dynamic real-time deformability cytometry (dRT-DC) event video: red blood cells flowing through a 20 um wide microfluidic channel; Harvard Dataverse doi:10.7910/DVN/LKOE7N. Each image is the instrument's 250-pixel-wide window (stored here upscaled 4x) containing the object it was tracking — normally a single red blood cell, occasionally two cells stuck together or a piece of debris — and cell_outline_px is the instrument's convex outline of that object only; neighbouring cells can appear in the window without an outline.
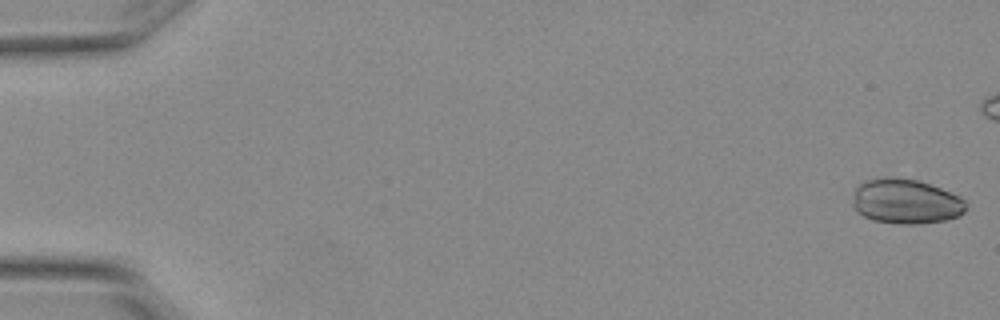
{"species": "Egyptian fruit bat (a non-hibernating species)", "species_latin": "Rousettus aegyptiacus", "temperature_condition": "warm", "stored_images_in_passage": 7, "camera_frame_rate_fps": 3000, "um_per_image_px": 0.085, "animal": {"sex": "female"}, "frame": {"image": 1, "passage_image": 1, "time_ms": 0.0, "image_size_px": [1000, 320], "cell_outline_px": [[964, 212], [960, 216], [944, 220], [916, 224], [900, 224], [872, 220], [856, 212], [852, 204], [852, 200], [856, 188], [860, 184], [868, 180], [888, 176], [916, 180], [940, 188], [960, 196], [964, 200]], "centroid_in_image_um": [76.96, 17.13], "position_along_channel_um": 8.0, "area_um2": 29.48}}
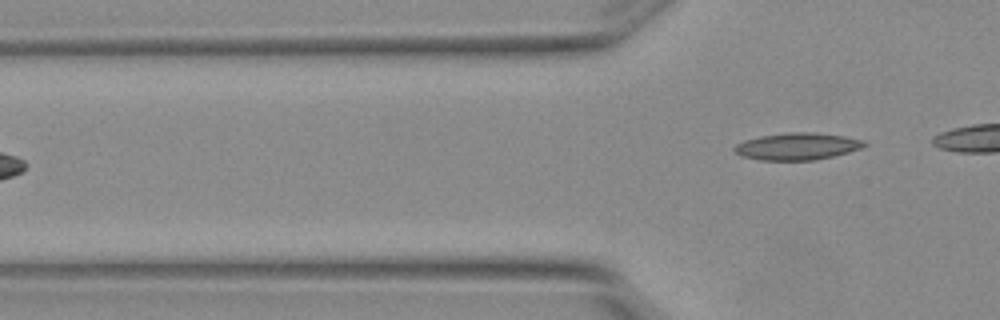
{"frame": {"image": 2, "passage_image": 7, "time_ms": 2.0, "image_size_px": [1000, 320], "cell_outline_px": [[868, 144], [860, 148], [848, 152], [816, 160], [760, 160], [740, 156], [732, 148], [736, 144], [744, 140], [760, 136], [788, 132], [816, 132], [844, 136], [864, 140]], "centroid_in_image_um": [67.75, 12.43], "position_along_channel_um": 58.1, "area_um2": 20.52}}